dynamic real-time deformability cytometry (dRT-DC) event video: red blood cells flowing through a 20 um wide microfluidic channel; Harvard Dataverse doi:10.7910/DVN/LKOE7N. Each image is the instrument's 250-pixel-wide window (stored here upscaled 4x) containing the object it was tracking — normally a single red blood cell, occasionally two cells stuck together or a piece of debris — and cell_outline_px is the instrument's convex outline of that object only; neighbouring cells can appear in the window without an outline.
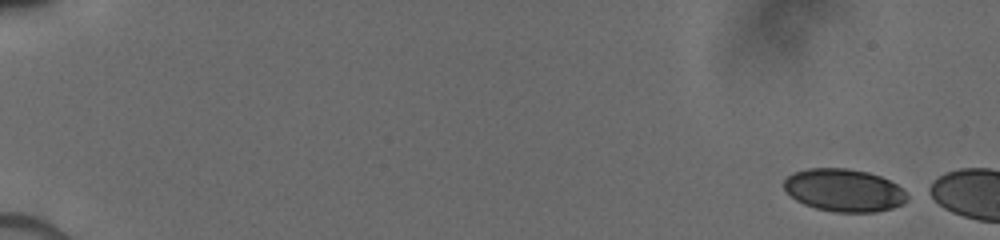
{"species": "human", "species_latin": "Homo sapiens", "temperature_condition": "cold", "stored_images_in_passage": 3, "camera_frame_rate_fps": 3000, "um_per_image_px": 0.085, "donor": {"sex": "male"}, "frame": {"image": 1, "passage_image": 1, "time_ms": 0.0, "image_size_px": [1000, 240], "cell_outline_px": [[908, 200], [904, 204], [892, 208], [876, 212], [836, 212], [816, 208], [804, 204], [796, 200], [784, 188], [784, 180], [792, 172], [808, 168], [848, 168], [868, 172], [880, 176], [896, 184], [908, 196]], "centroid_in_image_um": [71.74, 16.17], "position_along_channel_um": 13.3, "area_um2": 30.63}}